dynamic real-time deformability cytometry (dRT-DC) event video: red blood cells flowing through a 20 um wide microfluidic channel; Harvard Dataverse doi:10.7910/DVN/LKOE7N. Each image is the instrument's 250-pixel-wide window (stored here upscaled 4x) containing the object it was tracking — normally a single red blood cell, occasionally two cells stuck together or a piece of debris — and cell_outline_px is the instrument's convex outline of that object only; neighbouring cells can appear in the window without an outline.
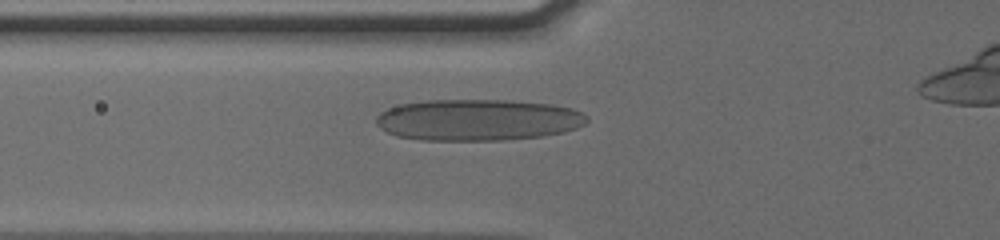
{"species": "human", "species_latin": "Homo sapiens", "temperature_condition": "cold", "stored_images_in_passage": 40, "camera_frame_rate_fps": 3000, "um_per_image_px": 0.085, "donor": {"sex": "male"}, "frame": {"image": 1, "passage_image": 10, "time_ms": 3.0, "image_size_px": [1000, 240], "cell_outline_px": [[588, 120], [584, 124], [576, 128], [564, 132], [544, 136], [504, 140], [420, 140], [396, 136], [380, 128], [376, 124], [376, 116], [380, 112], [388, 108], [400, 104], [428, 100], [508, 100], [552, 104], [572, 108], [588, 116]], "centroid_in_image_um": [40.62, 10.19], "position_along_channel_um": 85.2, "area_um2": 51.15}}
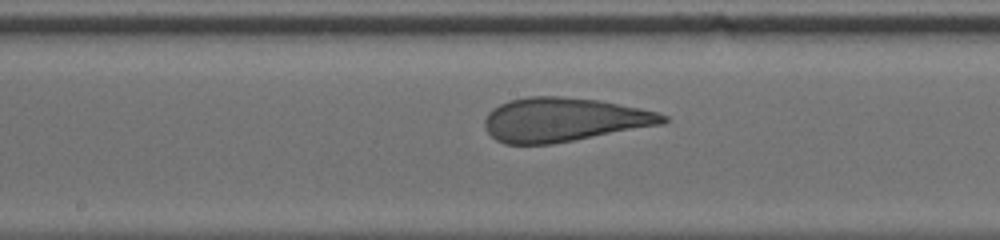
{"frame": {"image": 2, "passage_image": 19, "time_ms": 6.0, "image_size_px": [1000, 240], "cell_outline_px": [[668, 120], [660, 124], [552, 144], [504, 144], [496, 140], [488, 132], [484, 124], [484, 120], [488, 112], [492, 108], [500, 104], [512, 100], [528, 96], [560, 96], [600, 100], [640, 108], [656, 112], [668, 116]], "centroid_in_image_um": [47.87, 10.16], "position_along_channel_um": 200.3, "area_um2": 45.32}}
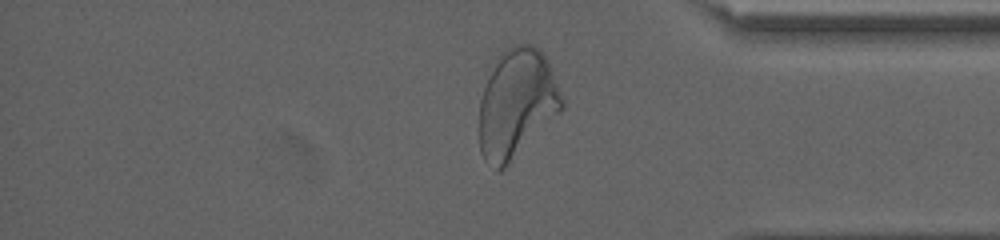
{"frame": {"image": 3, "passage_image": 35, "time_ms": 11.333, "image_size_px": [1000, 240], "cell_outline_px": [[564, 108], [500, 172], [496, 172], [484, 160], [480, 152], [480, 100], [484, 88], [500, 52], [512, 44], [532, 44], [544, 56], [548, 64], [564, 100]], "centroid_in_image_um": [43.9, 8.83], "position_along_channel_um": 391.3, "area_um2": 51.73}}